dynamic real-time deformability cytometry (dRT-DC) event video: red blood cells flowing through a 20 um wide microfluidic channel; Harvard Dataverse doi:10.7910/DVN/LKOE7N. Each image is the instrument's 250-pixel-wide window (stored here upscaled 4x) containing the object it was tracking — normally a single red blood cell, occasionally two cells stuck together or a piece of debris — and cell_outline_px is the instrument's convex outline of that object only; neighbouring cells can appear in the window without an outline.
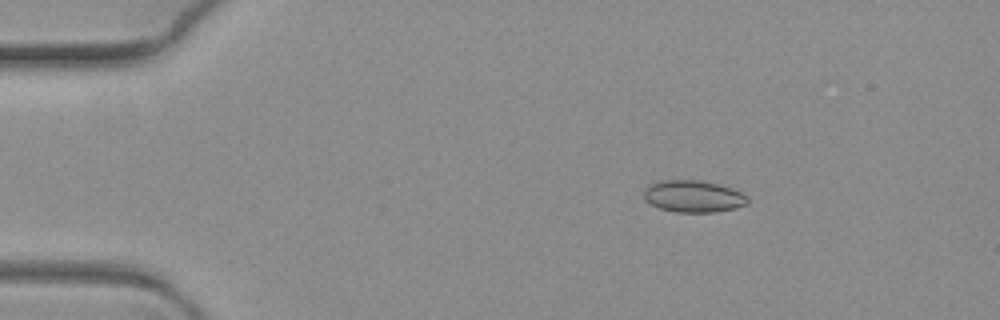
{"species": "common noctule bat (a hibernating species)", "species_latin": "Nyctalus noctula", "temperature_condition": "warm", "stored_images_in_passage": 5, "camera_frame_rate_fps": 3000, "um_per_image_px": 0.085, "animal": {"sex": "female", "body_mass_g": 19.3, "forearm_length_mm": 54.1}, "frame": {"image": 1, "passage_image": 3, "time_ms": 0.667, "image_size_px": [1000, 320], "cell_outline_px": [[748, 204], [736, 208], [716, 212], [676, 212], [660, 208], [644, 200], [644, 188], [660, 180], [700, 180], [732, 188], [748, 196]], "centroid_in_image_um": [58.94, 16.69], "position_along_channel_um": 26.1, "area_um2": 19.31}}